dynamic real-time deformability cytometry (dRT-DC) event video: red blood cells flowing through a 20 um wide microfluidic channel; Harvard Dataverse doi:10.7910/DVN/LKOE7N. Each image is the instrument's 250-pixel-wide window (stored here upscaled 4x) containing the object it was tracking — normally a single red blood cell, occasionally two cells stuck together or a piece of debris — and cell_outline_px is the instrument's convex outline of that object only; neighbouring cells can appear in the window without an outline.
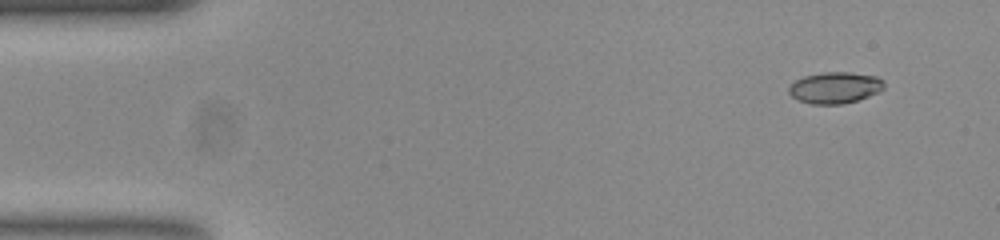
{"species": "common noctule bat (a hibernating species)", "species_latin": "Nyctalus noctula", "temperature_condition": "room temperature", "stored_images_in_passage": 24, "segment_of_instrument_passage": [1, 2], "camera_frame_rate_fps": 3000, "um_per_image_px": 0.085, "animal": {"sex": "female", "body_mass_g": 23.0, "forearm_length_mm": 53.4}, "frame": {"image": 1, "passage_image": 2, "time_ms": 0.333, "image_size_px": [1000, 240], "cell_outline_px": [[884, 88], [880, 92], [856, 100], [840, 104], [812, 104], [800, 100], [792, 96], [788, 92], [788, 88], [796, 80], [804, 76], [824, 72], [848, 72], [876, 76], [884, 80]], "centroid_in_image_um": [70.99, 7.44], "position_along_channel_um": 14.0, "area_um2": 17.28}}
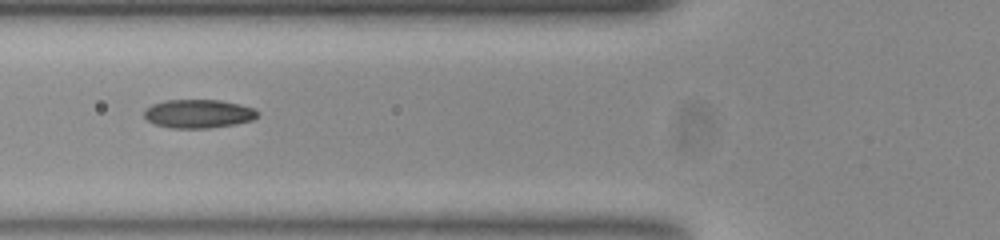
{"frame": {"image": 2, "passage_image": 18, "time_ms": 5.667, "image_size_px": [1000, 240], "cell_outline_px": [[260, 112], [252, 120], [236, 124], [208, 128], [172, 128], [156, 124], [148, 120], [144, 116], [144, 108], [152, 104], [164, 100], [220, 100], [240, 104], [256, 108]], "centroid_in_image_um": [16.88, 9.66], "position_along_channel_um": 108.9, "area_um2": 19.02}}
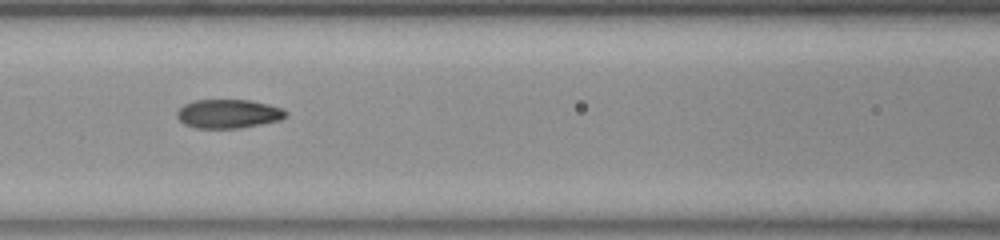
{"frame": {"image": 3, "passage_image": 21, "time_ms": 6.667, "image_size_px": [1000, 240], "cell_outline_px": [[288, 116], [280, 120], [240, 128], [196, 128], [184, 124], [176, 116], [176, 112], [184, 104], [196, 100], [248, 100], [268, 104], [284, 108], [288, 112]], "centroid_in_image_um": [19.44, 9.67], "position_along_channel_um": 147.2, "area_um2": 18.38}}